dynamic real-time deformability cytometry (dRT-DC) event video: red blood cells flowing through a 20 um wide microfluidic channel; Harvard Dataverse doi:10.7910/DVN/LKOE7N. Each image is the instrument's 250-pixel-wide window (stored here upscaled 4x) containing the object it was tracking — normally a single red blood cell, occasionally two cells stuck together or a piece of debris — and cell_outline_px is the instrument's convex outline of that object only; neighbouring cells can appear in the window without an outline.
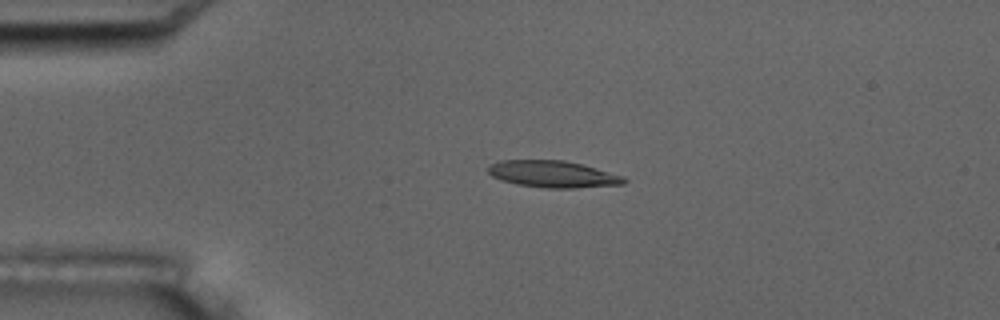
{"species": "common noctule bat (a hibernating species)", "species_latin": "Nyctalus noctula", "temperature_condition": "room temperature", "stored_images_in_passage": 4, "camera_frame_rate_fps": 3000, "um_per_image_px": 0.085, "animal": {"sex": "male", "body_mass_g": 17.5, "forearm_length_mm": 52.3}, "frame": {"image": 1, "passage_image": 3, "time_ms": 3.0, "image_size_px": [1000, 320], "cell_outline_px": [[628, 180], [624, 184], [576, 188], [548, 188], [516, 184], [492, 176], [488, 172], [488, 168], [492, 164], [500, 160], [564, 160], [596, 168], [624, 176]], "centroid_in_image_um": [47.03, 14.8], "position_along_channel_um": 38.0, "area_um2": 21.04}}